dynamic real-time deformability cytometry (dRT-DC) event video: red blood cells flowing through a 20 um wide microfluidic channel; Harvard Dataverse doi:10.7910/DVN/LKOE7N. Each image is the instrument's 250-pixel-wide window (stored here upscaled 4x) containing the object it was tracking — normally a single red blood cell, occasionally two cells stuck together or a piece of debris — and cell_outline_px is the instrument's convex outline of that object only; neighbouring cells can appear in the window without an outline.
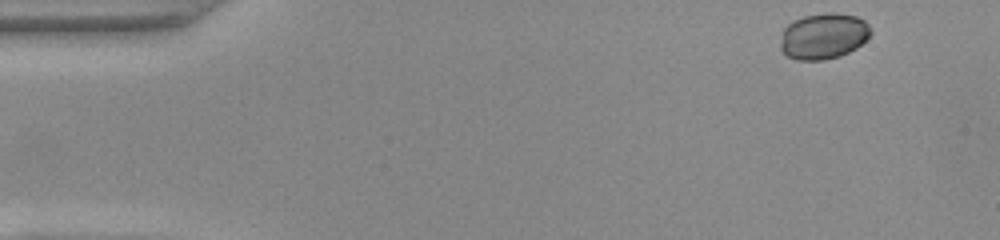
{"species": "common noctule bat (a hibernating species)", "species_latin": "Nyctalus noctula", "temperature_condition": "warm", "stored_images_in_passage": 49, "camera_frame_rate_fps": 3000, "um_per_image_px": 0.085, "animal": {"sex": "female", "body_mass_g": 22.0, "forearm_length_mm": 56.7}, "frame": {"image": 1, "passage_image": 1, "time_ms": 0.0, "image_size_px": [1000, 240], "cell_outline_px": [[872, 32], [856, 48], [840, 56], [824, 60], [796, 60], [788, 56], [780, 48], [780, 44], [784, 28], [792, 20], [804, 16], [828, 12], [832, 12], [856, 16], [864, 20], [868, 24]], "centroid_in_image_um": [69.98, 3.06], "position_along_channel_um": 15.0, "area_um2": 24.16}}
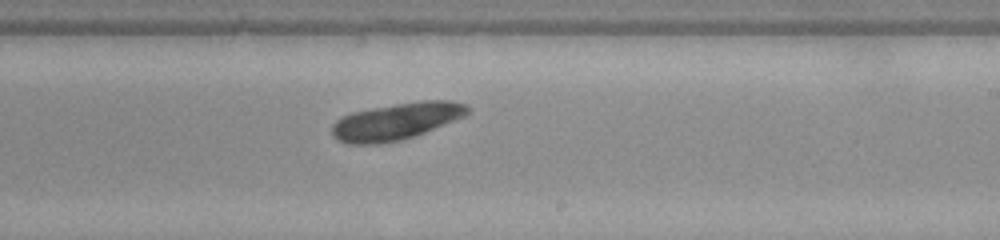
{"frame": {"image": 2, "passage_image": 28, "time_ms": 9.0, "image_size_px": [1000, 240], "cell_outline_px": [[468, 112], [464, 116], [424, 132], [400, 140], [384, 144], [348, 144], [336, 140], [332, 136], [332, 124], [336, 120], [352, 112], [372, 108], [420, 100], [452, 100], [468, 104]], "centroid_in_image_um": [33.65, 10.31], "position_along_channel_um": 255.3, "area_um2": 29.07}}
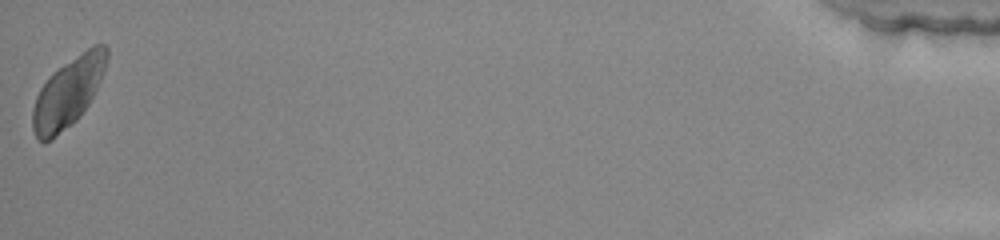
{"frame": {"image": 3, "passage_image": 49, "time_ms": 16.0, "image_size_px": [1000, 240], "cell_outline_px": [[108, 56], [104, 72], [88, 104], [80, 116], [72, 124], [52, 140], [40, 140], [36, 136], [32, 128], [32, 108], [36, 96], [40, 88], [52, 72], [92, 44], [104, 44], [108, 48]], "centroid_in_image_um": [5.78, 7.83], "position_along_channel_um": 429.4, "area_um2": 29.88}, "authors_computed_cell_mechanics": {"area_um2": 28.0908, "velocity_mm_per_s": 3.8834, "shape_relaxation_time_tau1_ms": 1.5134, "shape_relaxation_time_tau2_ms": null, "deformation_change_tau1": null, "deformation_change_tau2": null}}